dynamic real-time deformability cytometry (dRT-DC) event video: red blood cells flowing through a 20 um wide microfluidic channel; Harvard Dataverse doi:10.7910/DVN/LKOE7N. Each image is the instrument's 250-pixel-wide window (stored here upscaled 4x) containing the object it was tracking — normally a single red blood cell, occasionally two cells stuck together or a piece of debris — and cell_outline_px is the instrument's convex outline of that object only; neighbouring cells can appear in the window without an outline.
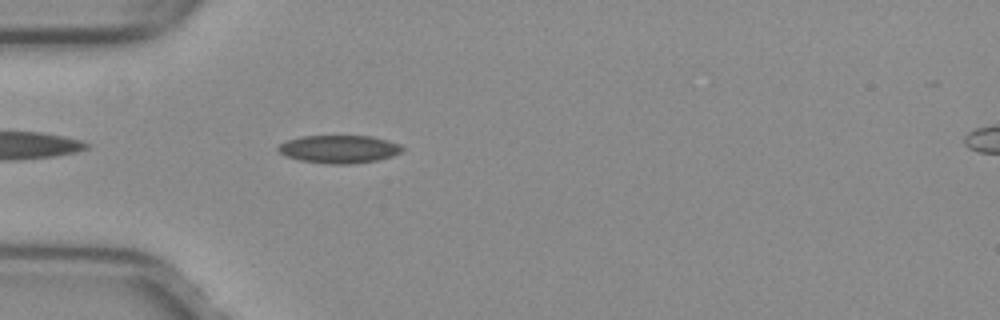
{"species": "common noctule bat (a hibernating species)", "species_latin": "Nyctalus noctula", "temperature_condition": "warm", "stored_images_in_passage": 37, "camera_frame_rate_fps": 3000, "um_per_image_px": 0.085, "animal": {"sex": "female", "body_mass_g": 29.2, "forearm_length_mm": 56.3}, "frame": {"image": 1, "passage_image": 1, "time_ms": 0.0, "image_size_px": [1000, 320], "cell_outline_px": [[404, 148], [400, 152], [392, 156], [376, 160], [348, 164], [332, 164], [300, 160], [288, 156], [280, 152], [276, 148], [280, 144], [288, 140], [300, 136], [372, 136], [388, 140], [400, 144]], "centroid_in_image_um": [28.84, 12.66], "position_along_channel_um": 56.2, "area_um2": 20.0}}
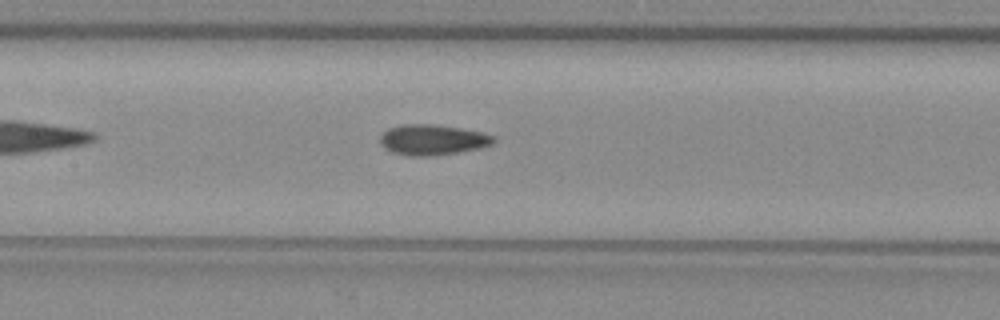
{"frame": {"image": 2, "passage_image": 10, "time_ms": 3.0, "image_size_px": [1000, 320], "cell_outline_px": [[496, 140], [492, 144], [480, 148], [432, 156], [408, 156], [392, 152], [384, 148], [380, 144], [380, 136], [388, 128], [400, 124], [436, 124], [484, 132], [496, 136]], "centroid_in_image_um": [36.77, 11.87], "position_along_channel_um": 170.6, "area_um2": 20.4}}
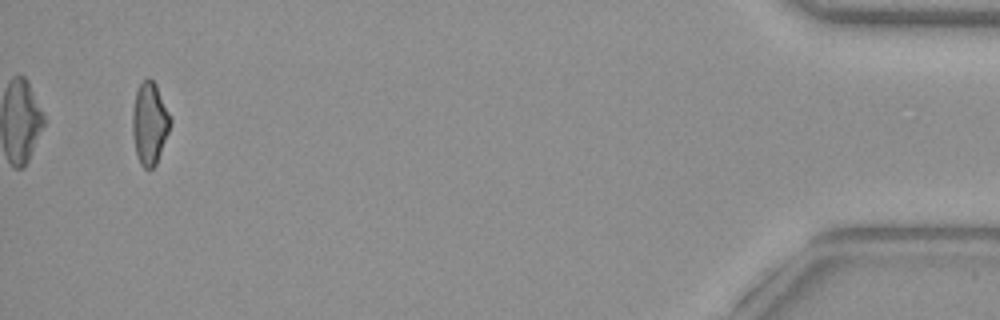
{"frame": {"image": 3, "passage_image": 35, "time_ms": 11.333, "image_size_px": [1000, 320], "cell_outline_px": [[172, 124], [156, 164], [152, 168], [144, 168], [140, 164], [136, 152], [132, 136], [132, 112], [136, 92], [140, 84], [148, 76], [156, 84], [172, 120]], "centroid_in_image_um": [12.72, 10.48], "position_along_channel_um": 422.5, "area_um2": 18.15}, "authors_computed_cell_mechanics": {"area_um2": 19.1318, "velocity_mm_per_s": 4.0225, "shape_relaxation_time_tau1_ms": null, "shape_relaxation_time_tau2_ms": 3.8439, "deformation_change_tau1": null, "deformation_change_tau2": 0.1088}}